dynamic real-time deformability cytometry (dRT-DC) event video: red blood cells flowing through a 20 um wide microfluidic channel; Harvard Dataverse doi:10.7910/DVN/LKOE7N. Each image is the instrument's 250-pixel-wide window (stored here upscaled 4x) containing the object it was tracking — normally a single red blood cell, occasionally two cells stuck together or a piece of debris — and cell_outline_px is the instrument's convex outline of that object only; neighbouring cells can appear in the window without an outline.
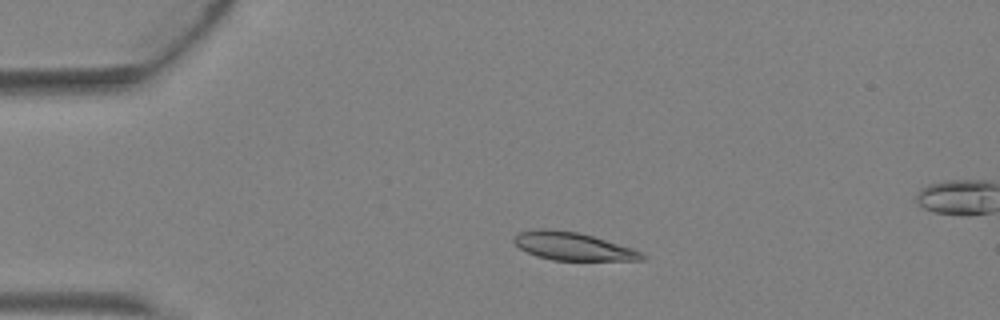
{"species": "Egyptian fruit bat (a non-hibernating species)", "species_latin": "Rousettus aegyptiacus", "temperature_condition": "warm", "stored_images_in_passage": 4, "camera_frame_rate_fps": 3000, "um_per_image_px": 0.085, "animal": {"sex": "female"}, "frame": {"image": 1, "passage_image": 2, "time_ms": 0.333, "image_size_px": [1000, 320], "cell_outline_px": [[648, 256], [644, 260], [552, 260], [536, 256], [520, 248], [512, 240], [520, 232], [540, 228], [548, 228], [576, 232], [592, 236], [632, 248]], "centroid_in_image_um": [48.69, 20.94], "position_along_channel_um": 36.3, "area_um2": 20.63}}